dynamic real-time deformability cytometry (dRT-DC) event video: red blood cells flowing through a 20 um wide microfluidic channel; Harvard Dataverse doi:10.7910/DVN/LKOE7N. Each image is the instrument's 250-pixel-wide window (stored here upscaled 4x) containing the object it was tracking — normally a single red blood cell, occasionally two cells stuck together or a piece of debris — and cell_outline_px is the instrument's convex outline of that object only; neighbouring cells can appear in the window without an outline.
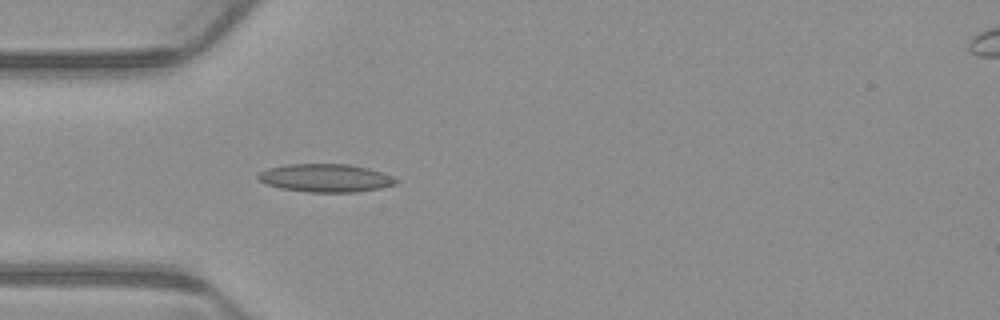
{"species": "common noctule bat (a hibernating species)", "species_latin": "Nyctalus noctula", "temperature_condition": "warm", "stored_images_in_passage": 4, "camera_frame_rate_fps": 3000, "um_per_image_px": 0.085, "animal": {"sex": "male", "body_mass_g": 23.1, "forearm_length_mm": 52.7}, "frame": {"image": 1, "passage_image": 4, "time_ms": 1.0, "image_size_px": [1000, 320], "cell_outline_px": [[400, 180], [396, 184], [380, 188], [356, 192], [308, 192], [280, 188], [264, 184], [256, 180], [256, 176], [260, 172], [268, 168], [288, 164], [348, 164], [368, 168], [392, 176]], "centroid_in_image_um": [27.64, 15.13], "position_along_channel_um": 57.4, "area_um2": 22.72}}